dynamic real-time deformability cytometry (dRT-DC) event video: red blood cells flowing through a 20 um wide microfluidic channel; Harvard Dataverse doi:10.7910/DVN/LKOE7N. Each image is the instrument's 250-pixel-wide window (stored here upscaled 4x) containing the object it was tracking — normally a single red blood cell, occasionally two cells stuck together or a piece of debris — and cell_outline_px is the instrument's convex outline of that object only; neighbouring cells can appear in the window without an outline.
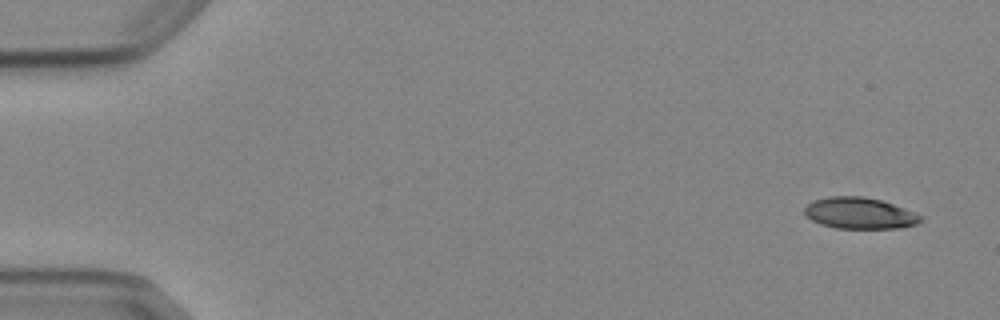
{"species": "Egyptian fruit bat (a non-hibernating species)", "species_latin": "Rousettus aegyptiacus", "temperature_condition": "cold", "stored_images_in_passage": 4, "camera_frame_rate_fps": 3000, "um_per_image_px": 0.085, "animal": {"sex": "female"}, "frame": {"image": 1, "passage_image": 1, "time_ms": 0.0, "image_size_px": [1000, 320], "cell_outline_px": [[924, 220], [916, 224], [900, 228], [836, 228], [820, 224], [812, 220], [804, 212], [804, 208], [812, 200], [828, 196], [864, 196], [880, 200], [904, 208], [924, 216]], "centroid_in_image_um": [73.08, 18.12], "position_along_channel_um": 11.9, "area_um2": 21.27}}
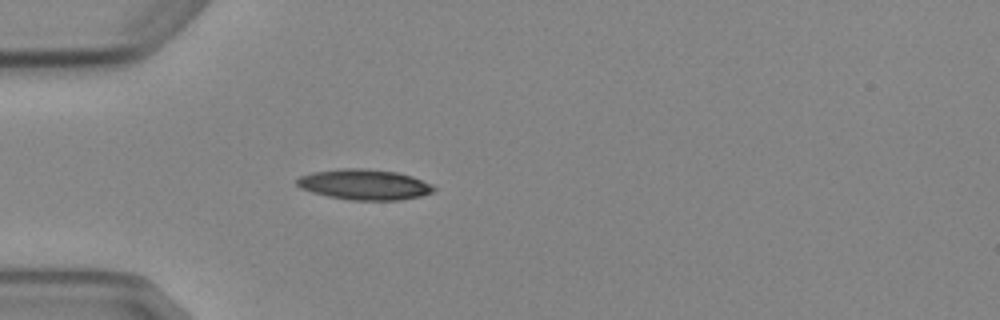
{"frame": {"image": 2, "passage_image": 4, "time_ms": 4.333, "image_size_px": [1000, 320], "cell_outline_px": [[436, 188], [432, 192], [420, 196], [400, 200], [352, 200], [328, 196], [312, 192], [300, 188], [296, 184], [296, 180], [300, 176], [312, 172], [344, 168], [364, 168], [396, 172], [412, 176], [432, 184]], "centroid_in_image_um": [30.97, 15.68], "position_along_channel_um": 54.0, "area_um2": 24.28}}